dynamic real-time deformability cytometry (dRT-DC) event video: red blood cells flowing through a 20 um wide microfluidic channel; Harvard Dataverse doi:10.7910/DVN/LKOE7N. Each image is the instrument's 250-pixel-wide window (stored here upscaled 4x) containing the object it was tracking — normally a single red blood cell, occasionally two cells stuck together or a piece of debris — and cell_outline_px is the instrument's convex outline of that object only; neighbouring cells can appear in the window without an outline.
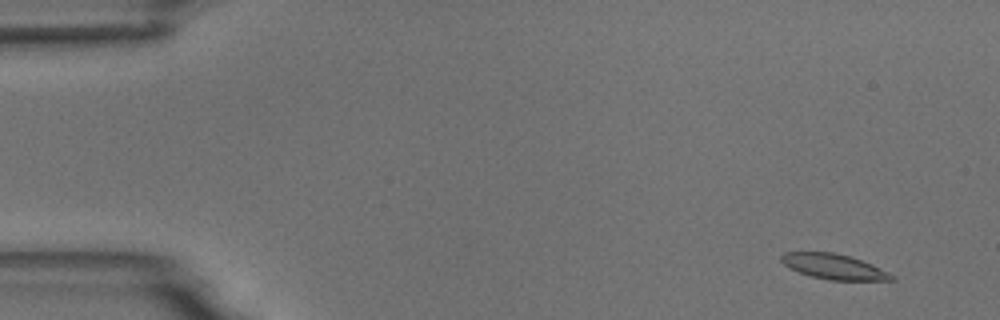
{"species": "common noctule bat (a hibernating species)", "species_latin": "Nyctalus noctula", "temperature_condition": "room temperature", "stored_images_in_passage": 7, "camera_frame_rate_fps": 3000, "um_per_image_px": 0.085, "animal": {"sex": "male", "body_mass_g": 18.8}, "frame": {"image": 1, "passage_image": 2, "time_ms": 1.0, "image_size_px": [1000, 320], "cell_outline_px": [[896, 280], [828, 280], [812, 276], [800, 272], [784, 264], [780, 260], [780, 256], [784, 252], [832, 252], [848, 256], [872, 264], [896, 276]], "centroid_in_image_um": [70.9, 22.66], "position_along_channel_um": 14.1, "area_um2": 16.01}}
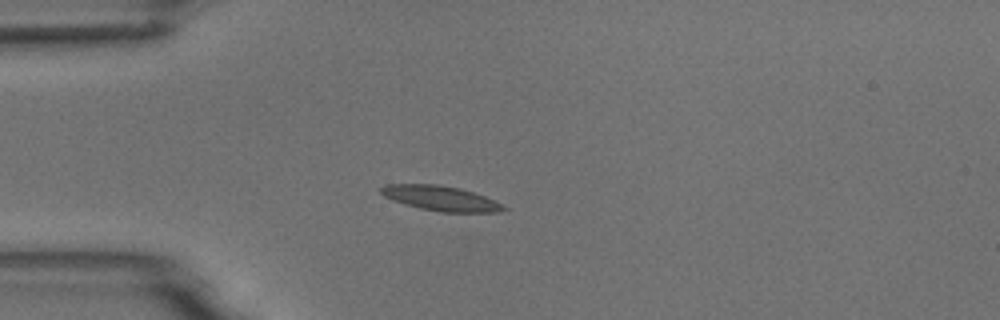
{"frame": {"image": 2, "passage_image": 5, "time_ms": 4.667, "image_size_px": [1000, 320], "cell_outline_px": [[508, 208], [500, 212], [440, 212], [420, 208], [404, 204], [392, 200], [384, 196], [380, 192], [380, 188], [384, 184], [436, 184], [460, 188], [484, 196]], "centroid_in_image_um": [37.41, 16.85], "position_along_channel_um": 47.6, "area_um2": 17.69}}